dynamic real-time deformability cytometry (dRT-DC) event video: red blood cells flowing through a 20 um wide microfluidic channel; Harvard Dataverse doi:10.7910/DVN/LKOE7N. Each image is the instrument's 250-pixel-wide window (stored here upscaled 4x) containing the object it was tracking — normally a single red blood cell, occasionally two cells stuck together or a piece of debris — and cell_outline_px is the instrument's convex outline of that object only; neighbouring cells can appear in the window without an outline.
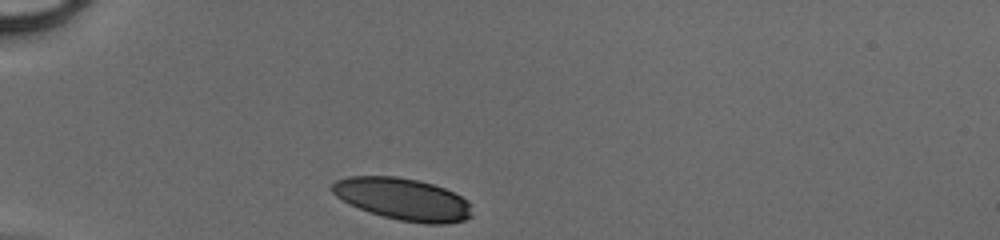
{"species": "human", "species_latin": "Homo sapiens", "temperature_condition": "cold", "stored_images_in_passage": 28, "camera_frame_rate_fps": 3000, "um_per_image_px": 0.085, "donor": {"sex": "male"}, "frame": {"image": 1, "passage_image": 1, "time_ms": 0.0, "image_size_px": [1000, 240], "cell_outline_px": [[472, 216], [464, 220], [448, 224], [424, 224], [400, 220], [368, 212], [336, 196], [332, 192], [332, 184], [336, 180], [348, 176], [396, 176], [416, 180], [432, 184], [444, 188], [468, 200], [472, 204]], "centroid_in_image_um": [34.29, 16.93], "position_along_channel_um": 50.7, "area_um2": 34.22}}
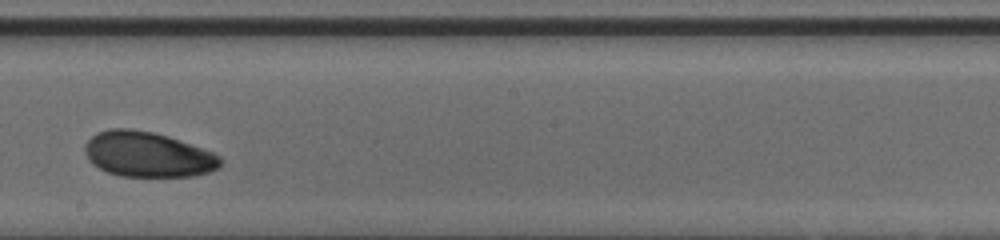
{"frame": {"image": 2, "passage_image": 16, "time_ms": 5.0, "image_size_px": [1000, 240], "cell_outline_px": [[220, 164], [216, 168], [208, 172], [192, 176], [120, 176], [108, 172], [92, 164], [88, 160], [84, 152], [84, 144], [96, 132], [108, 128], [132, 128], [152, 132], [168, 136], [212, 152], [220, 156]], "centroid_in_image_um": [12.49, 13.11], "position_along_channel_um": 235.7, "area_um2": 35.6}}
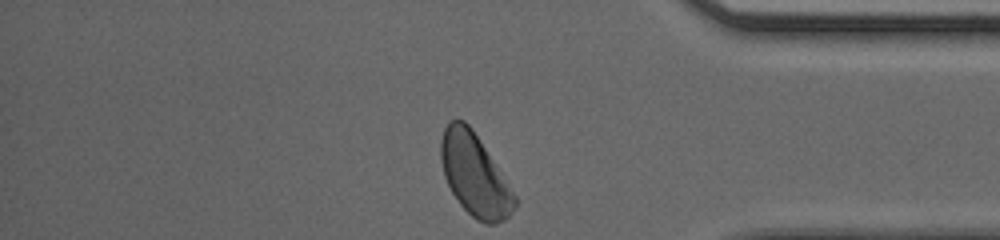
{"frame": {"image": 3, "passage_image": 28, "time_ms": 9.0, "image_size_px": [1000, 240], "cell_outline_px": [[516, 204], [512, 212], [504, 220], [496, 224], [488, 224], [476, 220], [460, 204], [452, 192], [444, 176], [440, 160], [440, 140], [444, 128], [448, 120], [464, 120], [472, 128], [516, 196]], "centroid_in_image_um": [40.32, 14.86], "position_along_channel_um": 394.9, "area_um2": 34.97}}